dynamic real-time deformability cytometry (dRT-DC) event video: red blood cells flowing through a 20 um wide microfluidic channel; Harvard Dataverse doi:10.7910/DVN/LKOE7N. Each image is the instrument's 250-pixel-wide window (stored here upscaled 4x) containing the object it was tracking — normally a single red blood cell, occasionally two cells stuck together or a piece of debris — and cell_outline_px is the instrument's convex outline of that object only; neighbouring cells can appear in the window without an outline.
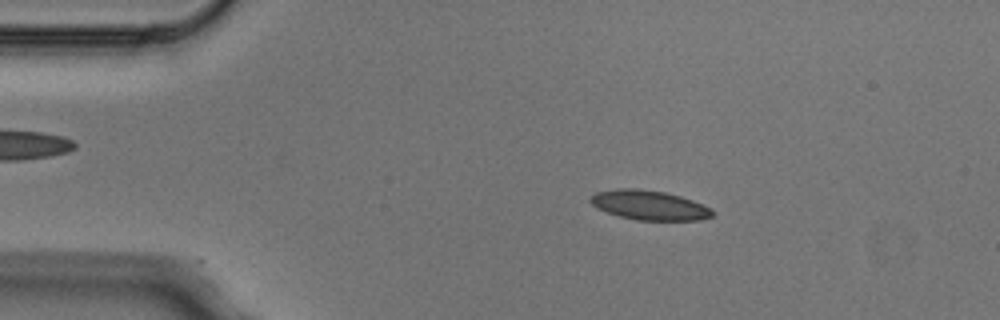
{"species": "Egyptian fruit bat (a non-hibernating species)", "species_latin": "Rousettus aegyptiacus", "temperature_condition": "cold", "stored_images_in_passage": 3, "camera_frame_rate_fps": 3000, "um_per_image_px": 0.085, "animal": {"sex": "male"}, "frame": {"image": 1, "passage_image": 1, "time_ms": 0.0, "image_size_px": [1000, 320], "cell_outline_px": [[712, 216], [700, 220], [636, 220], [620, 216], [596, 208], [588, 200], [596, 192], [616, 188], [636, 188], [664, 192], [680, 196], [692, 200], [712, 208]], "centroid_in_image_um": [55.17, 17.43], "position_along_channel_um": 29.8, "area_um2": 20.92}}
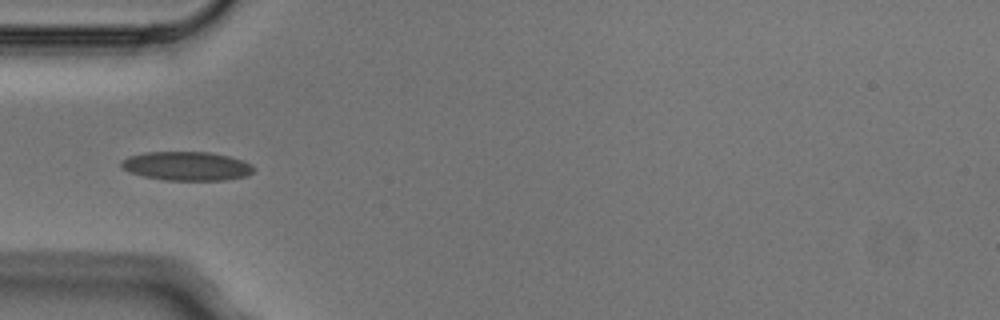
{"frame": {"image": 2, "passage_image": 3, "time_ms": 0.667, "image_size_px": [1000, 320], "cell_outline_px": [[256, 168], [248, 176], [224, 180], [164, 180], [144, 176], [128, 172], [120, 168], [120, 160], [128, 156], [144, 152], [212, 152], [228, 156], [252, 164]], "centroid_in_image_um": [15.84, 14.11], "position_along_channel_um": 69.2, "area_um2": 22.54}}